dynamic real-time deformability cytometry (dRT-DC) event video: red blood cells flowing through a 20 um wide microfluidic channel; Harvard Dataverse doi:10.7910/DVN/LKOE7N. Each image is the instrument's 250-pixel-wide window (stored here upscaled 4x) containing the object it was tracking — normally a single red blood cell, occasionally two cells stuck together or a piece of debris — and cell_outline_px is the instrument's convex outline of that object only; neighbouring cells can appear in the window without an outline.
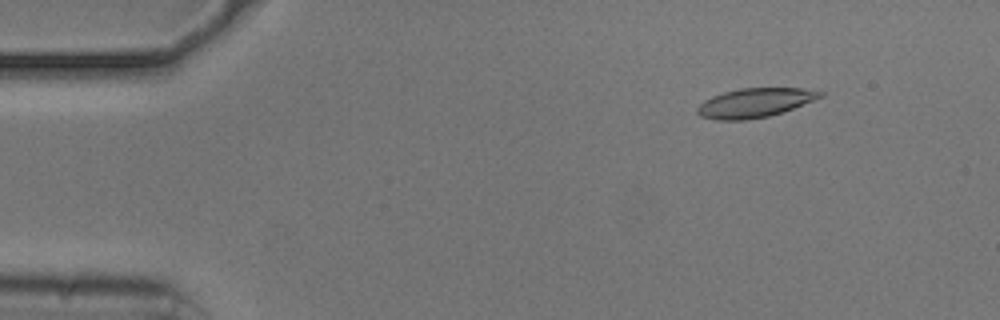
{"species": "common noctule bat (a hibernating species)", "species_latin": "Nyctalus noctula", "temperature_condition": "cold", "stored_images_in_passage": 54, "camera_frame_rate_fps": 3000, "um_per_image_px": 0.085, "animal": {"sex": "male", "body_mass_g": 20.5, "forearm_length_mm": 52.5}, "frame": {"image": 1, "passage_image": 7, "time_ms": 2.0, "image_size_px": [1000, 320], "cell_outline_px": [[824, 96], [792, 108], [768, 116], [744, 120], [716, 120], [700, 116], [696, 112], [696, 108], [704, 100], [712, 96], [724, 92], [740, 88], [804, 88], [824, 92]], "centroid_in_image_um": [64.13, 8.73], "position_along_channel_um": 20.9, "area_um2": 20.75}}
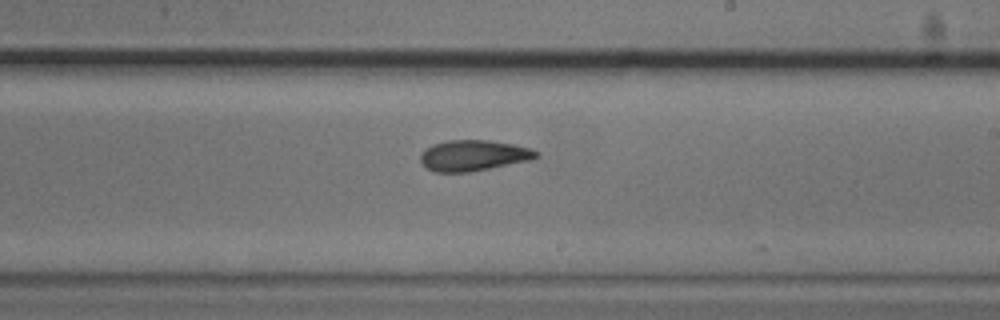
{"frame": {"image": 2, "passage_image": 32, "time_ms": 10.333, "image_size_px": [1000, 320], "cell_outline_px": [[540, 156], [532, 160], [468, 172], [436, 172], [428, 168], [420, 160], [420, 156], [432, 144], [448, 140], [488, 140], [516, 144], [532, 148], [540, 152]], "centroid_in_image_um": [40.33, 13.2], "position_along_channel_um": 248.7, "area_um2": 20.81}}
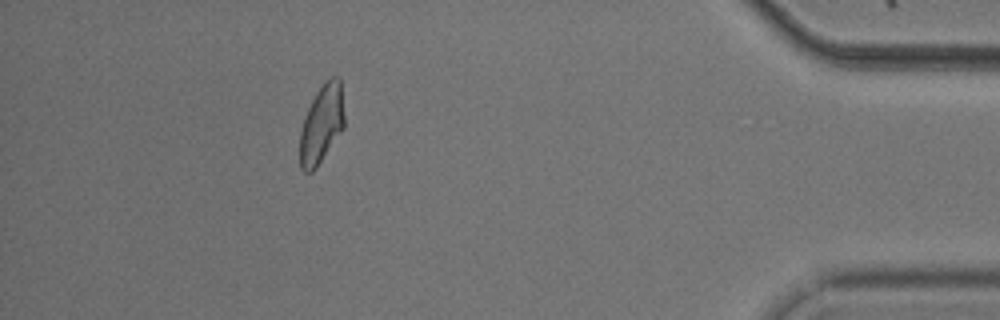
{"frame": {"image": 3, "passage_image": 49, "time_ms": 16.0, "image_size_px": [1000, 320], "cell_outline_px": [[344, 128], [316, 168], [312, 172], [304, 172], [300, 168], [300, 132], [304, 116], [316, 92], [324, 80], [332, 76], [340, 76], [344, 116]], "centroid_in_image_um": [27.34, 10.53], "position_along_channel_um": 407.9, "area_um2": 20.46}, "authors_computed_cell_mechanics": {"area_um2": 21.0103, "velocity_mm_per_s": 3.7254, "shape_relaxation_time_tau1_ms": 9.2032, "shape_relaxation_time_tau2_ms": 4.2053, "deformation_change_tau1": 0.205, "deformation_change_tau2": 0.1187}}